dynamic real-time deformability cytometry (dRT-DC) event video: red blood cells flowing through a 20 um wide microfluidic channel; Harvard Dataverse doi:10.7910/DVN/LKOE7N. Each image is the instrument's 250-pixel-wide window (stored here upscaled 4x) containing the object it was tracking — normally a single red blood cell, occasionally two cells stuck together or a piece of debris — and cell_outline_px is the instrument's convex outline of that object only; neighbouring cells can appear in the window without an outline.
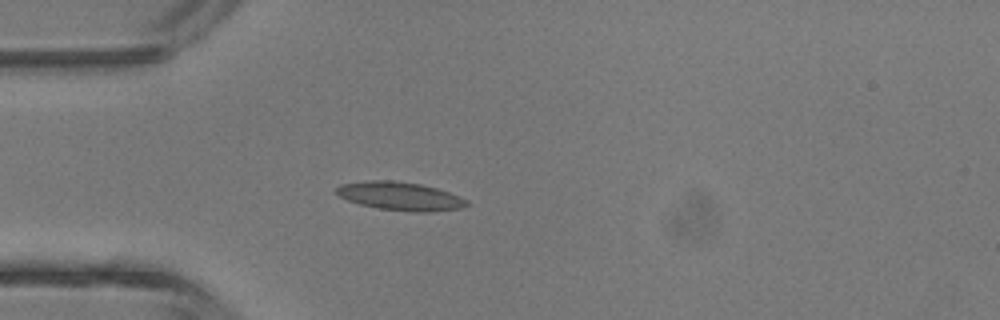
{"species": "common noctule bat (a hibernating species)", "species_latin": "Nyctalus noctula", "temperature_condition": "room temperature", "stored_images_in_passage": 2, "camera_frame_rate_fps": 3000, "um_per_image_px": 0.085, "animal": {"sex": "male", "body_mass_g": 13.3}, "frame": {"image": 1, "passage_image": 2, "time_ms": 2.0, "image_size_px": [1000, 320], "cell_outline_px": [[468, 204], [460, 208], [432, 212], [412, 212], [380, 208], [360, 204], [348, 200], [340, 196], [336, 192], [336, 188], [340, 184], [364, 180], [392, 180], [420, 184], [436, 188], [460, 196], [468, 200]], "centroid_in_image_um": [34.01, 16.66], "position_along_channel_um": 51.0, "area_um2": 21.5}}